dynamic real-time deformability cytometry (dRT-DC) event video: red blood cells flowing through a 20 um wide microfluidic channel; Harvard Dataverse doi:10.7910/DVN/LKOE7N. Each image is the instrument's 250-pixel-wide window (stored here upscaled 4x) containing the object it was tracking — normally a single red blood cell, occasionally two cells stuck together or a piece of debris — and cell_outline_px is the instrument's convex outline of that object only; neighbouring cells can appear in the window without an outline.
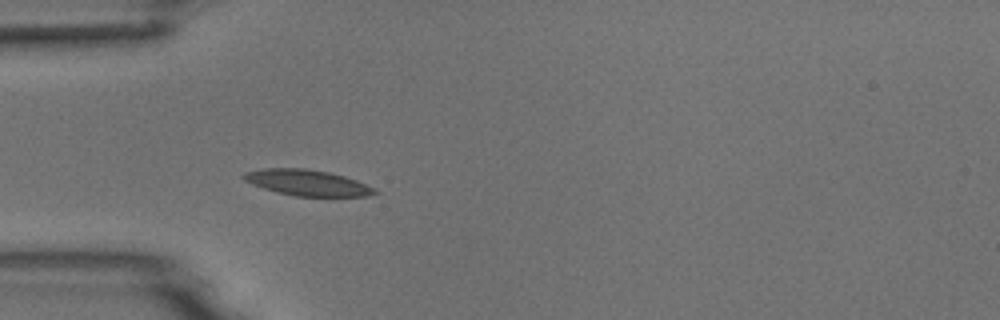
{"species": "common noctule bat (a hibernating species)", "species_latin": "Nyctalus noctula", "temperature_condition": "room temperature", "stored_images_in_passage": 39, "camera_frame_rate_fps": 3000, "um_per_image_px": 0.085, "animal": {"sex": "male", "body_mass_g": 18.8}, "frame": {"image": 1, "passage_image": 1, "time_ms": 0.0, "image_size_px": [1000, 320], "cell_outline_px": [[380, 192], [368, 196], [296, 196], [276, 192], [252, 184], [244, 180], [240, 176], [244, 172], [264, 168], [304, 168], [328, 172], [344, 176], [356, 180], [376, 188]], "centroid_in_image_um": [26.12, 15.53], "position_along_channel_um": 58.9, "area_um2": 19.83}}
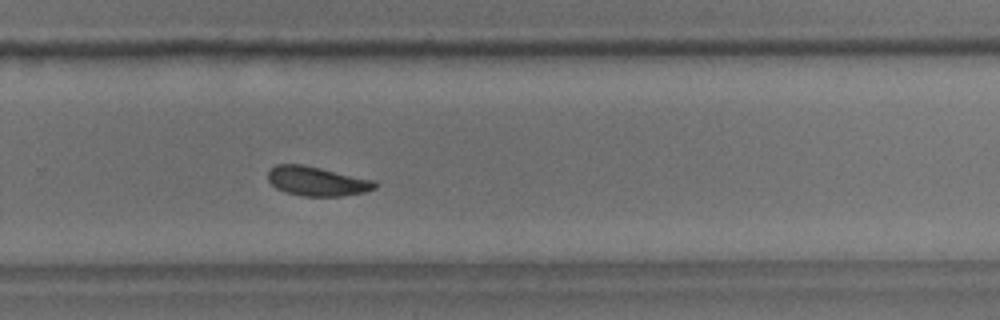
{"frame": {"image": 2, "passage_image": 21, "time_ms": 6.667, "image_size_px": [1000, 320], "cell_outline_px": [[376, 188], [364, 192], [340, 196], [300, 196], [284, 192], [276, 188], [268, 180], [268, 172], [276, 164], [304, 164], [372, 180], [376, 184]], "centroid_in_image_um": [26.89, 15.4], "position_along_channel_um": 302.9, "area_um2": 18.15}}
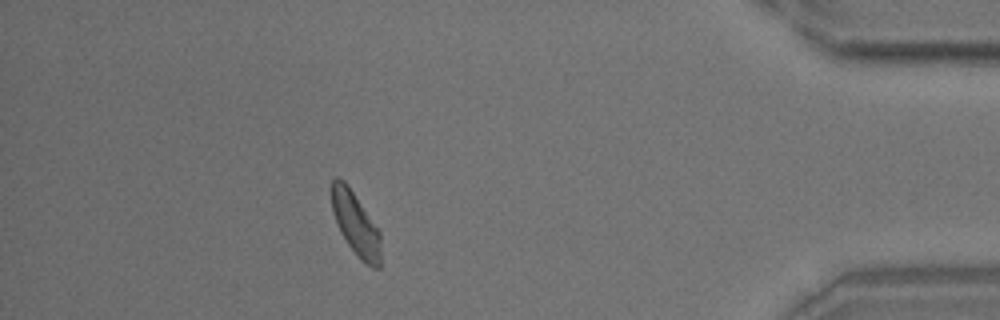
{"frame": {"image": 3, "passage_image": 33, "time_ms": 10.667, "image_size_px": [1000, 320], "cell_outline_px": [[380, 268], [372, 268], [360, 260], [348, 244], [340, 232], [336, 224], [332, 212], [328, 188], [332, 180], [336, 176], [344, 180], [380, 232]], "centroid_in_image_um": [30.16, 18.99], "position_along_channel_um": 405.0, "area_um2": 18.32}, "authors_computed_cell_mechanics": {"area_um2": 18.4382, "velocity_mm_per_s": 3.7135, "shape_relaxation_time_tau1_ms": 5.0154, "shape_relaxation_time_tau2_ms": 4.4686, "deformation_change_tau1": 0.1077, "deformation_change_tau2": 0.0999}}